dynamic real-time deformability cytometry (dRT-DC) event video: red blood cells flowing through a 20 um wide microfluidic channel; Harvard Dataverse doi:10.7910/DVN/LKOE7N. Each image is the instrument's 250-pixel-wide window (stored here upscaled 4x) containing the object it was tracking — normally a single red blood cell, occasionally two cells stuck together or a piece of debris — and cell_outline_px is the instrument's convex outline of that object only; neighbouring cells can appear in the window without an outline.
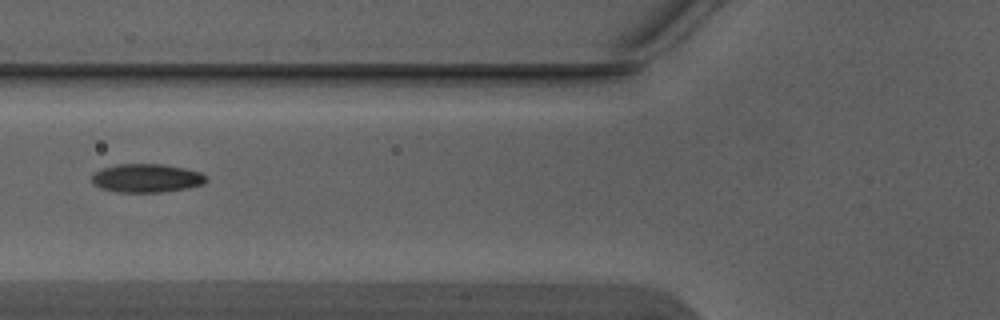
{"species": "Egyptian fruit bat (a non-hibernating species)", "species_latin": "Rousettus aegyptiacus", "temperature_condition": "warm", "stored_images_in_passage": 6, "camera_frame_rate_fps": 3000, "um_per_image_px": 0.085, "animal": {"sex": "male"}, "frame": {"image": 1, "passage_image": 5, "time_ms": 1.333, "image_size_px": [1000, 320], "cell_outline_px": [[208, 180], [204, 184], [188, 188], [160, 192], [120, 192], [100, 188], [92, 180], [92, 172], [116, 164], [164, 164], [184, 168], [200, 172]], "centroid_in_image_um": [12.47, 15.13], "position_along_channel_um": 113.3, "area_um2": 18.96}}
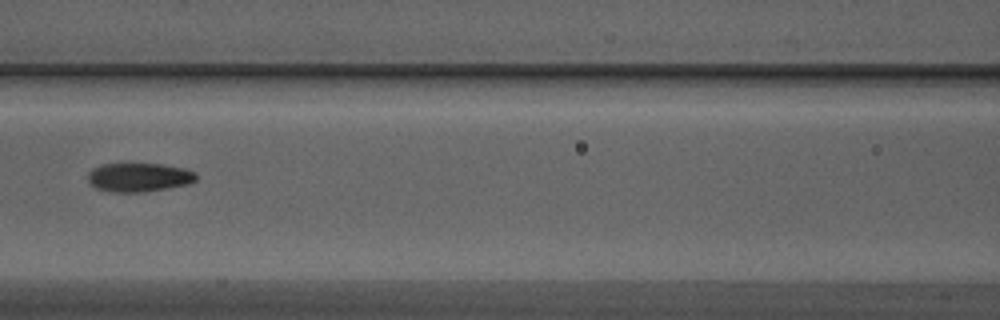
{"frame": {"image": 2, "passage_image": 6, "time_ms": 1.667, "image_size_px": [1000, 320], "cell_outline_px": [[196, 180], [188, 184], [168, 188], [144, 192], [112, 192], [96, 188], [88, 180], [88, 172], [92, 168], [104, 164], [160, 164], [184, 168], [196, 172]], "centroid_in_image_um": [11.81, 15.07], "position_along_channel_um": 154.8, "area_um2": 18.15}}